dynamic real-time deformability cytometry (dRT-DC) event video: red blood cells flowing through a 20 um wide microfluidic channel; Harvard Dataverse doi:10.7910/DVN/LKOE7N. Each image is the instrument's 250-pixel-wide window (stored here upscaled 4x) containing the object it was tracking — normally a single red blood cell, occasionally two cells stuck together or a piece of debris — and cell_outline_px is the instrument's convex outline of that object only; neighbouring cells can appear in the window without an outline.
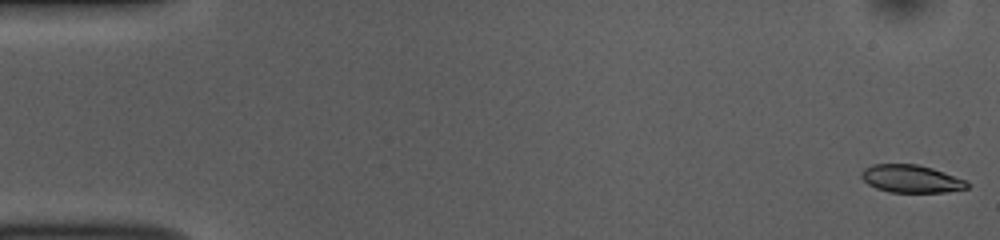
{"species": "common noctule bat (a hibernating species)", "species_latin": "Nyctalus noctula", "temperature_condition": "room temperature", "stored_images_in_passage": 52, "camera_frame_rate_fps": 3000, "um_per_image_px": 0.085, "animal": {"sex": "female", "body_mass_g": 10.0, "forearm_length_mm": 53.1}, "frame": {"image": 1, "passage_image": 1, "time_ms": 0.0, "image_size_px": [1000, 240], "cell_outline_px": [[968, 188], [944, 192], [888, 192], [876, 188], [868, 184], [860, 176], [860, 172], [864, 168], [872, 164], [916, 164], [932, 168], [964, 180], [968, 184]], "centroid_in_image_um": [77.38, 15.19], "position_along_channel_um": 7.6, "area_um2": 16.94}}
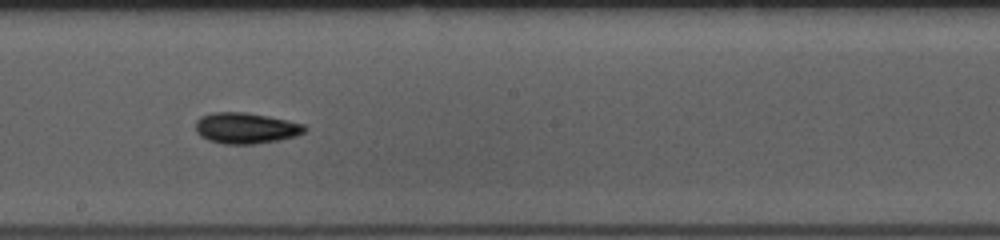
{"frame": {"image": 2, "passage_image": 29, "time_ms": 9.333, "image_size_px": [1000, 240], "cell_outline_px": [[308, 128], [304, 132], [296, 136], [276, 140], [252, 144], [224, 144], [208, 140], [200, 136], [196, 132], [196, 120], [200, 116], [212, 112], [244, 112], [268, 116], [304, 124]], "centroid_in_image_um": [20.86, 10.88], "position_along_channel_um": 227.3, "area_um2": 19.65}}
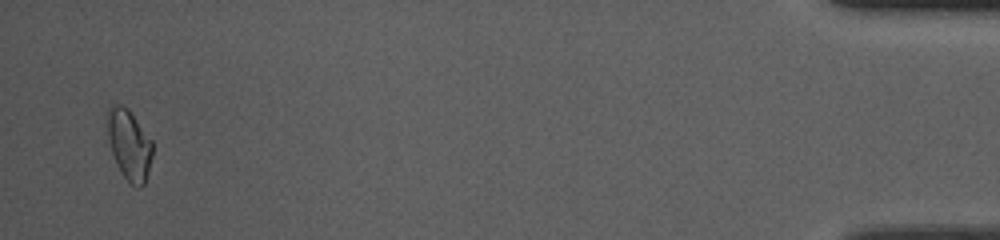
{"frame": {"image": 3, "passage_image": 51, "time_ms": 16.667, "image_size_px": [1000, 240], "cell_outline_px": [[152, 156], [148, 172], [144, 184], [140, 188], [136, 188], [120, 172], [112, 152], [104, 120], [108, 108], [112, 104], [120, 104], [128, 108], [152, 140]], "centroid_in_image_um": [10.95, 12.25], "position_along_channel_um": 424.2, "area_um2": 18.73}, "authors_computed_cell_mechanics": {"area_um2": 18.496, "velocity_mm_per_s": 3.817, "shape_relaxation_time_tau1_ms": 4.252, "shape_relaxation_time_tau2_ms": 9.6766, "deformation_change_tau1": 0.1166, "deformation_change_tau2": 0.1458}}